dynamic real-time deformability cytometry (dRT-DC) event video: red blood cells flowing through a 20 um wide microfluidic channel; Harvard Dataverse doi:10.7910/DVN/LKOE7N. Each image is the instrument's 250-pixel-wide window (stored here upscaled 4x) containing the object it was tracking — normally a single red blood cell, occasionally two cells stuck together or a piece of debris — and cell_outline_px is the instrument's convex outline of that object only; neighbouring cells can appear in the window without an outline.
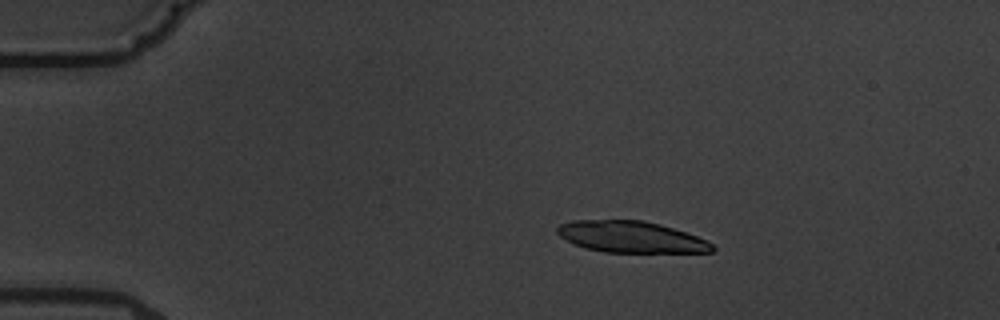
{"species": "common noctule bat (a hibernating species)", "species_latin": "Nyctalus noctula", "temperature_condition": "warm", "stored_images_in_passage": 6, "camera_frame_rate_fps": 3000, "um_per_image_px": 0.085, "animal": {"sex": "male", "body_mass_g": 19.5, "forearm_length_mm": 54.6}, "frame": {"image": 1, "passage_image": 3, "time_ms": 2.333, "image_size_px": [1000, 320], "cell_outline_px": [[716, 248], [712, 252], [604, 252], [588, 248], [576, 244], [560, 236], [556, 232], [556, 228], [560, 224], [572, 220], [644, 220], [660, 224], [696, 236], [712, 244]], "centroid_in_image_um": [53.62, 20.13], "position_along_channel_um": 31.4, "area_um2": 28.03}}